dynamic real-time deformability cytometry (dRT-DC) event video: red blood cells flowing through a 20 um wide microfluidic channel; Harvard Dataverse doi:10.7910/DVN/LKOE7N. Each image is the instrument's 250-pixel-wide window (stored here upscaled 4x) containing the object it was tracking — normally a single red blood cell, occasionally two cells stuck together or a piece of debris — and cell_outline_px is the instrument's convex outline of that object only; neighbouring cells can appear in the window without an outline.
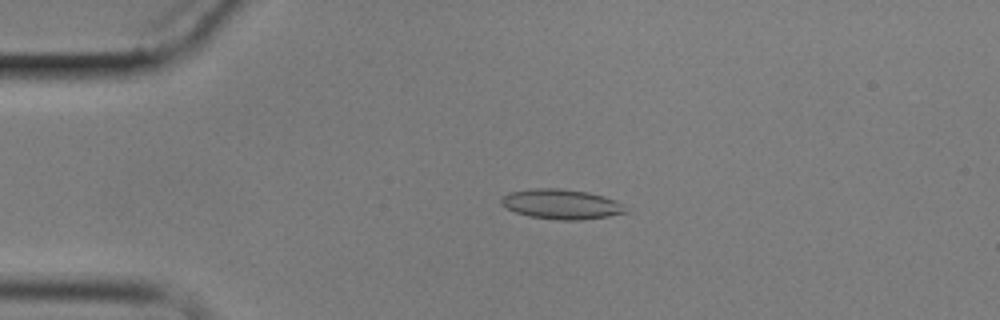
{"species": "common noctule bat (a hibernating species)", "species_latin": "Nyctalus noctula", "temperature_condition": "cold", "stored_images_in_passage": 5, "camera_frame_rate_fps": 3000, "um_per_image_px": 0.085, "animal": {"sex": "male", "body_mass_g": 17.9}, "frame": {"image": 1, "passage_image": 4, "time_ms": 3.667, "image_size_px": [1000, 320], "cell_outline_px": [[628, 212], [608, 216], [580, 220], [560, 220], [528, 216], [516, 212], [500, 204], [500, 200], [508, 192], [536, 188], [560, 188], [588, 192], [604, 196], [616, 200]], "centroid_in_image_um": [47.69, 17.35], "position_along_channel_um": 37.3, "area_um2": 21.56}}